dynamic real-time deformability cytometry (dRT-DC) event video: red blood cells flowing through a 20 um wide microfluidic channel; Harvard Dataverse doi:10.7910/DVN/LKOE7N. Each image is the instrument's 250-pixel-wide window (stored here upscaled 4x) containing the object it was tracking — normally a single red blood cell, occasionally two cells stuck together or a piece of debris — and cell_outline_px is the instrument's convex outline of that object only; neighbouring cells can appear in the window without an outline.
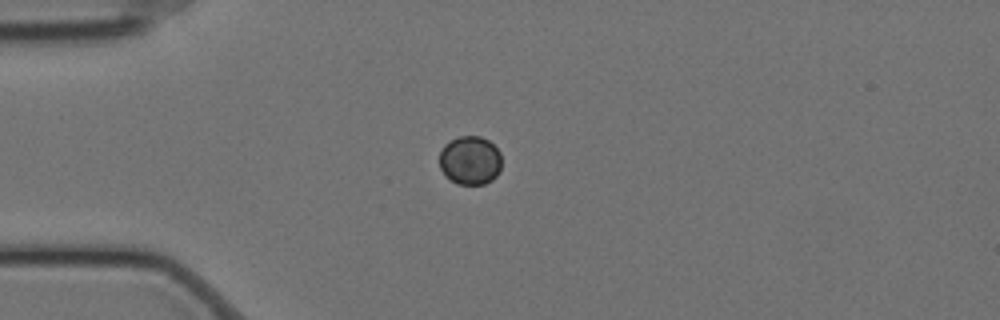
{"species": "Egyptian fruit bat (a non-hibernating species)", "species_latin": "Rousettus aegyptiacus", "temperature_condition": "cold", "stored_images_in_passage": 4, "camera_frame_rate_fps": 3000, "um_per_image_px": 0.085, "animal": {"sex": "female"}, "frame": {"image": 1, "passage_image": 1, "time_ms": 0.0, "image_size_px": [1000, 320], "cell_outline_px": [[500, 172], [492, 180], [484, 184], [456, 184], [444, 176], [440, 168], [440, 152], [444, 144], [460, 136], [480, 136], [488, 140], [500, 152]], "centroid_in_image_um": [39.94, 13.64], "position_along_channel_um": 45.1, "area_um2": 17.74}}
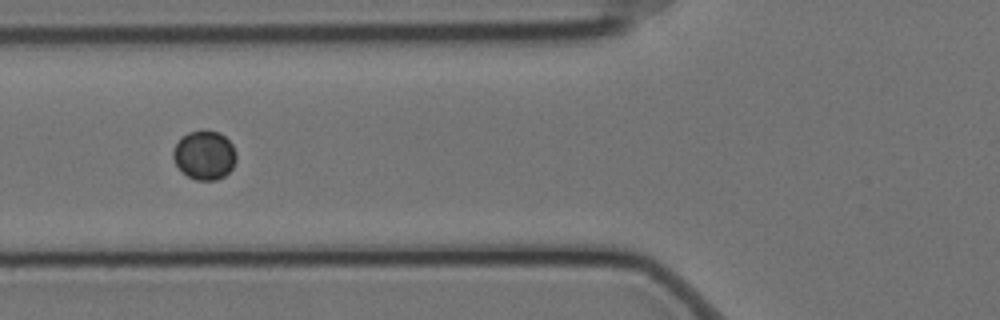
{"frame": {"image": 2, "passage_image": 3, "time_ms": 0.667, "image_size_px": [1000, 320], "cell_outline_px": [[236, 160], [232, 168], [224, 176], [216, 180], [196, 180], [188, 176], [176, 164], [172, 156], [172, 152], [176, 144], [188, 132], [200, 128], [204, 128], [220, 132], [232, 144], [236, 152]], "centroid_in_image_um": [17.39, 13.15], "position_along_channel_um": 108.4, "area_um2": 18.15}}
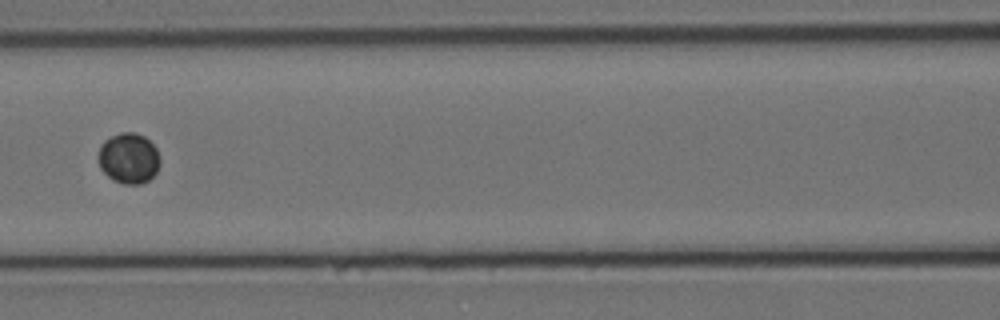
{"frame": {"image": 3, "passage_image": 4, "time_ms": 1.0, "image_size_px": [1000, 320], "cell_outline_px": [[160, 164], [156, 172], [148, 180], [140, 184], [124, 184], [112, 180], [100, 168], [96, 156], [100, 144], [104, 140], [120, 132], [136, 132], [144, 136], [156, 148], [160, 156]], "centroid_in_image_um": [10.91, 13.44], "position_along_channel_um": 155.7, "area_um2": 18.5}}